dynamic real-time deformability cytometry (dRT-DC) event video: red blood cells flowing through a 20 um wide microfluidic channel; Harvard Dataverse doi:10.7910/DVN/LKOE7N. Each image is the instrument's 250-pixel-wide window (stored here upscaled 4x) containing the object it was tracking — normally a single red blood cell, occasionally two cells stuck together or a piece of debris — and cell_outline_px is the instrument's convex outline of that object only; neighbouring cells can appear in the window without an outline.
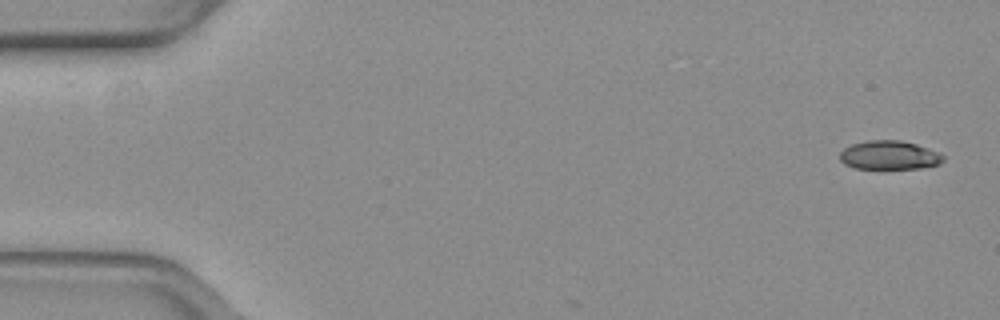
{"species": "common noctule bat (a hibernating species)", "species_latin": "Nyctalus noctula", "temperature_condition": "warm", "stored_images_in_passage": 5, "camera_frame_rate_fps": 3000, "um_per_image_px": 0.085, "animal": {"sex": "female", "body_mass_g": 19.3, "forearm_length_mm": 54.1}, "frame": {"image": 1, "passage_image": 1, "time_ms": 0.0, "image_size_px": [1000, 320], "cell_outline_px": [[944, 160], [940, 164], [920, 168], [856, 168], [844, 164], [840, 160], [840, 152], [844, 148], [852, 144], [868, 140], [900, 140], [916, 144], [936, 152], [944, 156]], "centroid_in_image_um": [75.57, 13.19], "position_along_channel_um": 9.4, "area_um2": 17.17}}